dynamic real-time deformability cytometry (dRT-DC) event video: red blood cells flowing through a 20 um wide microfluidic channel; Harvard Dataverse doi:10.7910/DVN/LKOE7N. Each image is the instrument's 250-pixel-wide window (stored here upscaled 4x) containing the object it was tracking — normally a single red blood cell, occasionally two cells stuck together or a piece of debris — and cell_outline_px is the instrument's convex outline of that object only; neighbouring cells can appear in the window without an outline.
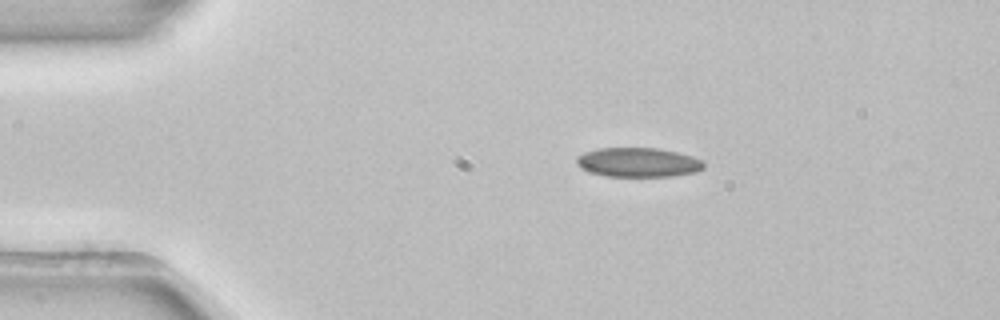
{"species": "common noctule bat (a hibernating species)", "species_latin": "Nyctalus noctula", "temperature_condition": "room temperature", "stored_images_in_passage": 43, "camera_frame_rate_fps": 3000, "um_per_image_px": 0.085, "animal": {"sex": "female", "body_mass_g": 22.7, "forearm_length_mm": 54.2}, "frame": {"image": 1, "passage_image": 1, "time_ms": 0.0, "image_size_px": [1000, 320], "cell_outline_px": [[704, 168], [696, 172], [672, 176], [608, 176], [592, 172], [580, 168], [576, 164], [576, 156], [584, 152], [596, 148], [660, 148], [692, 156], [704, 160]], "centroid_in_image_um": [54.24, 13.79], "position_along_channel_um": 30.8, "area_um2": 21.85}}
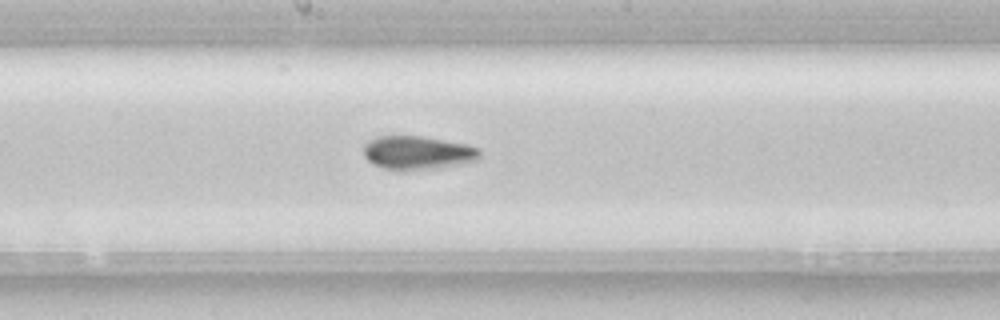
{"frame": {"image": 2, "passage_image": 19, "time_ms": 6.0, "image_size_px": [1000, 320], "cell_outline_px": [[480, 160], [440, 168], [404, 172], [384, 168], [372, 164], [364, 156], [364, 144], [376, 136], [420, 136], [468, 144], [480, 148]], "centroid_in_image_um": [35.52, 13.01], "position_along_channel_um": 212.7, "area_um2": 23.24}}
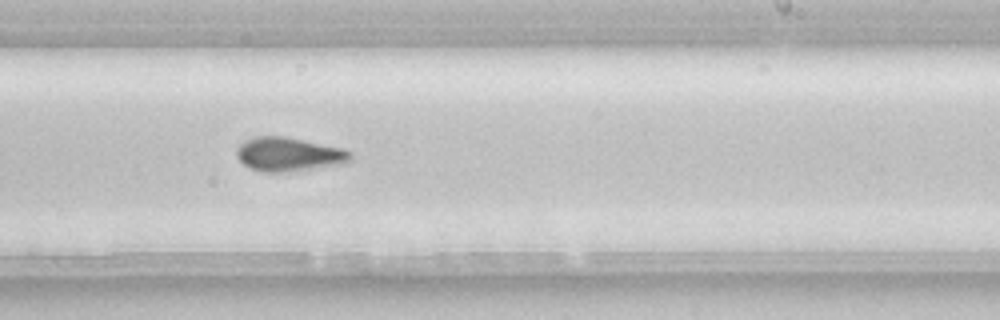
{"frame": {"image": 3, "passage_image": 23, "time_ms": 7.333, "image_size_px": [1000, 320], "cell_outline_px": [[352, 160], [344, 164], [284, 172], [264, 172], [252, 168], [244, 164], [236, 156], [236, 148], [244, 140], [252, 136], [284, 136], [344, 148], [352, 152]], "centroid_in_image_um": [24.56, 13.1], "position_along_channel_um": 264.4, "area_um2": 22.66}, "authors_computed_cell_mechanics": {"area_um2": 22.1374, "velocity_mm_per_s": 3.9104, "shape_relaxation_time_tau1_ms": 6.4053, "shape_relaxation_time_tau2_ms": null, "deformation_change_tau1": 0.1357, "deformation_change_tau2": null}}